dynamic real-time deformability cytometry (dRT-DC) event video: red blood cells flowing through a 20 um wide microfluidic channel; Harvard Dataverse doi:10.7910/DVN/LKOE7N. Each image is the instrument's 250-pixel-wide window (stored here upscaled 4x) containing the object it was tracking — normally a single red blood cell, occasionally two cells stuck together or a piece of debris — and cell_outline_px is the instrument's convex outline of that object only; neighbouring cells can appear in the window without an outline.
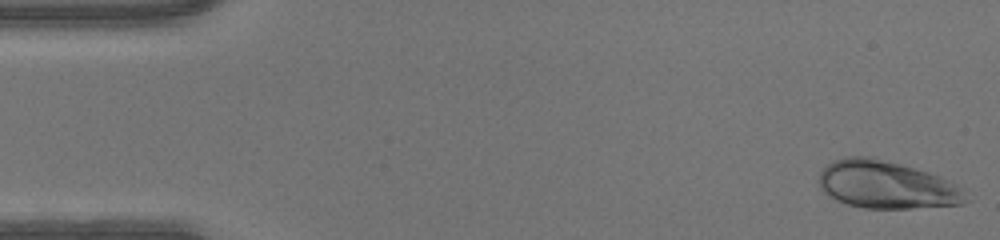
{"species": "human", "species_latin": "Homo sapiens", "temperature_condition": "warm", "stored_images_in_passage": 47, "camera_frame_rate_fps": 3000, "um_per_image_px": 0.085, "donor": {"sex": "male"}, "frame": {"image": 1, "passage_image": 1, "time_ms": 0.0, "image_size_px": [1000, 240], "cell_outline_px": [[972, 200], [960, 204], [912, 208], [864, 208], [848, 204], [836, 200], [828, 196], [820, 188], [820, 172], [832, 160], [844, 156], [872, 156], [928, 172], [940, 176], [960, 188]], "centroid_in_image_um": [75.33, 15.7], "position_along_channel_um": 9.7, "area_um2": 40.75}}
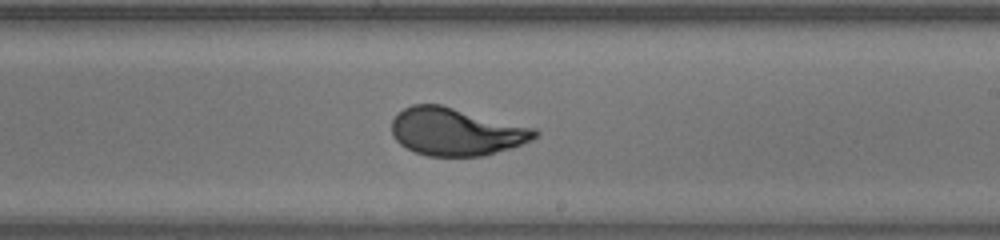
{"frame": {"image": 2, "passage_image": 27, "time_ms": 8.667, "image_size_px": [1000, 240], "cell_outline_px": [[540, 132], [532, 140], [512, 148], [484, 156], [428, 156], [416, 152], [400, 144], [392, 136], [392, 120], [404, 108], [412, 104], [440, 104], [536, 128]], "centroid_in_image_um": [38.79, 11.19], "position_along_channel_um": 250.2, "area_um2": 39.82}}
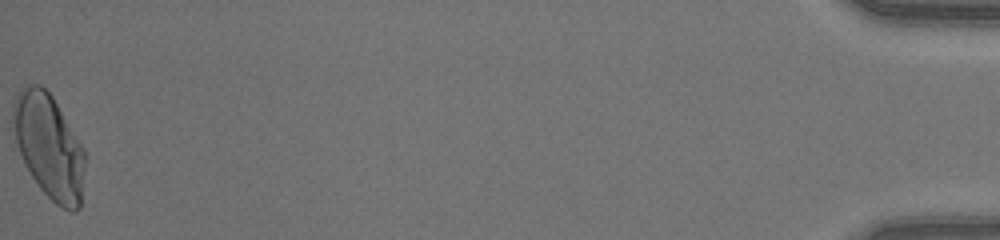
{"frame": {"image": 3, "passage_image": 47, "time_ms": 15.333, "image_size_px": [1000, 240], "cell_outline_px": [[84, 168], [80, 208], [76, 212], [72, 212], [56, 204], [40, 188], [24, 164], [16, 140], [12, 120], [12, 104], [16, 92], [20, 88], [32, 84], [40, 84], [52, 96], [84, 148]], "centroid_in_image_um": [4.15, 12.42], "position_along_channel_um": 431.1, "area_um2": 43.47}}